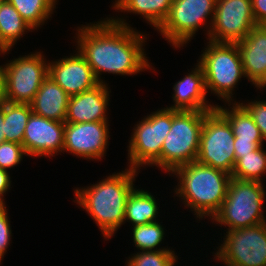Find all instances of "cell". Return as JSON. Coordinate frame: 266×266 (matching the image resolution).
<instances>
[{"mask_svg":"<svg viewBox=\"0 0 266 266\" xmlns=\"http://www.w3.org/2000/svg\"><path fill=\"white\" fill-rule=\"evenodd\" d=\"M157 204L150 192L134 188L126 200L124 221H129L133 227L157 221Z\"/></svg>","mask_w":266,"mask_h":266,"instance_id":"obj_21","label":"cell"},{"mask_svg":"<svg viewBox=\"0 0 266 266\" xmlns=\"http://www.w3.org/2000/svg\"><path fill=\"white\" fill-rule=\"evenodd\" d=\"M9 171L0 169V205H5L4 196L11 186ZM5 193V194H4Z\"/></svg>","mask_w":266,"mask_h":266,"instance_id":"obj_34","label":"cell"},{"mask_svg":"<svg viewBox=\"0 0 266 266\" xmlns=\"http://www.w3.org/2000/svg\"><path fill=\"white\" fill-rule=\"evenodd\" d=\"M24 155L27 156L22 144L6 141L0 143V169L8 171L17 166Z\"/></svg>","mask_w":266,"mask_h":266,"instance_id":"obj_29","label":"cell"},{"mask_svg":"<svg viewBox=\"0 0 266 266\" xmlns=\"http://www.w3.org/2000/svg\"><path fill=\"white\" fill-rule=\"evenodd\" d=\"M215 5L216 0H173L168 16L157 30L175 48L183 47L208 18L209 34Z\"/></svg>","mask_w":266,"mask_h":266,"instance_id":"obj_9","label":"cell"},{"mask_svg":"<svg viewBox=\"0 0 266 266\" xmlns=\"http://www.w3.org/2000/svg\"><path fill=\"white\" fill-rule=\"evenodd\" d=\"M35 30L41 27L56 9L57 0H7ZM41 25V26H40Z\"/></svg>","mask_w":266,"mask_h":266,"instance_id":"obj_26","label":"cell"},{"mask_svg":"<svg viewBox=\"0 0 266 266\" xmlns=\"http://www.w3.org/2000/svg\"><path fill=\"white\" fill-rule=\"evenodd\" d=\"M207 44L197 61L202 67L206 91L231 103L234 101L233 89L245 77L239 47L236 43H216L210 40Z\"/></svg>","mask_w":266,"mask_h":266,"instance_id":"obj_6","label":"cell"},{"mask_svg":"<svg viewBox=\"0 0 266 266\" xmlns=\"http://www.w3.org/2000/svg\"><path fill=\"white\" fill-rule=\"evenodd\" d=\"M5 142L4 135V100L0 102V143Z\"/></svg>","mask_w":266,"mask_h":266,"instance_id":"obj_35","label":"cell"},{"mask_svg":"<svg viewBox=\"0 0 266 266\" xmlns=\"http://www.w3.org/2000/svg\"><path fill=\"white\" fill-rule=\"evenodd\" d=\"M11 226L6 205H0V264L11 241Z\"/></svg>","mask_w":266,"mask_h":266,"instance_id":"obj_31","label":"cell"},{"mask_svg":"<svg viewBox=\"0 0 266 266\" xmlns=\"http://www.w3.org/2000/svg\"><path fill=\"white\" fill-rule=\"evenodd\" d=\"M183 79L173 86L174 105L166 107L174 110L185 111H212L217 105L208 104L207 91L202 67L197 63Z\"/></svg>","mask_w":266,"mask_h":266,"instance_id":"obj_18","label":"cell"},{"mask_svg":"<svg viewBox=\"0 0 266 266\" xmlns=\"http://www.w3.org/2000/svg\"><path fill=\"white\" fill-rule=\"evenodd\" d=\"M252 12L257 25H266V0H251Z\"/></svg>","mask_w":266,"mask_h":266,"instance_id":"obj_33","label":"cell"},{"mask_svg":"<svg viewBox=\"0 0 266 266\" xmlns=\"http://www.w3.org/2000/svg\"><path fill=\"white\" fill-rule=\"evenodd\" d=\"M264 189L260 181L231 178L226 198L211 220L219 223L218 225L221 224V227L228 226V231L266 222L263 212L266 199Z\"/></svg>","mask_w":266,"mask_h":266,"instance_id":"obj_4","label":"cell"},{"mask_svg":"<svg viewBox=\"0 0 266 266\" xmlns=\"http://www.w3.org/2000/svg\"><path fill=\"white\" fill-rule=\"evenodd\" d=\"M164 227L158 222H151L132 227L133 242L141 251L172 250L168 248H157L162 243L165 235ZM156 248V249H155Z\"/></svg>","mask_w":266,"mask_h":266,"instance_id":"obj_27","label":"cell"},{"mask_svg":"<svg viewBox=\"0 0 266 266\" xmlns=\"http://www.w3.org/2000/svg\"><path fill=\"white\" fill-rule=\"evenodd\" d=\"M4 94H5V65H2L0 66V102L4 100Z\"/></svg>","mask_w":266,"mask_h":266,"instance_id":"obj_36","label":"cell"},{"mask_svg":"<svg viewBox=\"0 0 266 266\" xmlns=\"http://www.w3.org/2000/svg\"><path fill=\"white\" fill-rule=\"evenodd\" d=\"M41 52L20 56L5 65L4 100L30 104L48 77L49 62Z\"/></svg>","mask_w":266,"mask_h":266,"instance_id":"obj_10","label":"cell"},{"mask_svg":"<svg viewBox=\"0 0 266 266\" xmlns=\"http://www.w3.org/2000/svg\"><path fill=\"white\" fill-rule=\"evenodd\" d=\"M252 116L256 126L260 129L264 141L266 140V100H254L240 103Z\"/></svg>","mask_w":266,"mask_h":266,"instance_id":"obj_30","label":"cell"},{"mask_svg":"<svg viewBox=\"0 0 266 266\" xmlns=\"http://www.w3.org/2000/svg\"><path fill=\"white\" fill-rule=\"evenodd\" d=\"M97 22L76 29V50L84 56L99 83H105L100 76L103 72L135 75L152 68L142 48L146 34L137 32L118 16Z\"/></svg>","mask_w":266,"mask_h":266,"instance_id":"obj_1","label":"cell"},{"mask_svg":"<svg viewBox=\"0 0 266 266\" xmlns=\"http://www.w3.org/2000/svg\"><path fill=\"white\" fill-rule=\"evenodd\" d=\"M263 147L259 146L247 155H241L235 162L231 178L263 183L262 176L266 173V150Z\"/></svg>","mask_w":266,"mask_h":266,"instance_id":"obj_25","label":"cell"},{"mask_svg":"<svg viewBox=\"0 0 266 266\" xmlns=\"http://www.w3.org/2000/svg\"><path fill=\"white\" fill-rule=\"evenodd\" d=\"M126 260V266H174L178 256L172 250L139 251Z\"/></svg>","mask_w":266,"mask_h":266,"instance_id":"obj_28","label":"cell"},{"mask_svg":"<svg viewBox=\"0 0 266 266\" xmlns=\"http://www.w3.org/2000/svg\"><path fill=\"white\" fill-rule=\"evenodd\" d=\"M107 83H99L92 89L69 96L65 123L109 121L106 117L111 91Z\"/></svg>","mask_w":266,"mask_h":266,"instance_id":"obj_16","label":"cell"},{"mask_svg":"<svg viewBox=\"0 0 266 266\" xmlns=\"http://www.w3.org/2000/svg\"><path fill=\"white\" fill-rule=\"evenodd\" d=\"M226 233L214 259L225 266H266V222Z\"/></svg>","mask_w":266,"mask_h":266,"instance_id":"obj_11","label":"cell"},{"mask_svg":"<svg viewBox=\"0 0 266 266\" xmlns=\"http://www.w3.org/2000/svg\"><path fill=\"white\" fill-rule=\"evenodd\" d=\"M113 3L116 11L139 14L158 29L168 16L173 0H115Z\"/></svg>","mask_w":266,"mask_h":266,"instance_id":"obj_20","label":"cell"},{"mask_svg":"<svg viewBox=\"0 0 266 266\" xmlns=\"http://www.w3.org/2000/svg\"><path fill=\"white\" fill-rule=\"evenodd\" d=\"M109 122L65 123L64 147L77 157L99 160L105 155L109 140Z\"/></svg>","mask_w":266,"mask_h":266,"instance_id":"obj_13","label":"cell"},{"mask_svg":"<svg viewBox=\"0 0 266 266\" xmlns=\"http://www.w3.org/2000/svg\"><path fill=\"white\" fill-rule=\"evenodd\" d=\"M228 104V106L232 105L230 109L224 106L221 107L220 105H217L216 109L230 123L234 138L245 141H264L260 129L256 126L252 116L240 102H236L235 100L234 103Z\"/></svg>","mask_w":266,"mask_h":266,"instance_id":"obj_23","label":"cell"},{"mask_svg":"<svg viewBox=\"0 0 266 266\" xmlns=\"http://www.w3.org/2000/svg\"><path fill=\"white\" fill-rule=\"evenodd\" d=\"M65 122L46 119L32 112L23 138L27 156L51 157L62 152L64 147Z\"/></svg>","mask_w":266,"mask_h":266,"instance_id":"obj_14","label":"cell"},{"mask_svg":"<svg viewBox=\"0 0 266 266\" xmlns=\"http://www.w3.org/2000/svg\"><path fill=\"white\" fill-rule=\"evenodd\" d=\"M69 95L51 77L41 84L30 103L32 112L46 119L65 122Z\"/></svg>","mask_w":266,"mask_h":266,"instance_id":"obj_19","label":"cell"},{"mask_svg":"<svg viewBox=\"0 0 266 266\" xmlns=\"http://www.w3.org/2000/svg\"><path fill=\"white\" fill-rule=\"evenodd\" d=\"M208 112L172 109V125L161 150V169L172 173L176 168L196 161Z\"/></svg>","mask_w":266,"mask_h":266,"instance_id":"obj_5","label":"cell"},{"mask_svg":"<svg viewBox=\"0 0 266 266\" xmlns=\"http://www.w3.org/2000/svg\"><path fill=\"white\" fill-rule=\"evenodd\" d=\"M172 125V109L163 108L145 116L133 129L129 141L128 159L131 169L152 165L161 168L163 142Z\"/></svg>","mask_w":266,"mask_h":266,"instance_id":"obj_7","label":"cell"},{"mask_svg":"<svg viewBox=\"0 0 266 266\" xmlns=\"http://www.w3.org/2000/svg\"><path fill=\"white\" fill-rule=\"evenodd\" d=\"M172 174L179 180L176 196L182 197L199 220L206 216L212 219L226 198L231 175L197 161L176 168Z\"/></svg>","mask_w":266,"mask_h":266,"instance_id":"obj_3","label":"cell"},{"mask_svg":"<svg viewBox=\"0 0 266 266\" xmlns=\"http://www.w3.org/2000/svg\"><path fill=\"white\" fill-rule=\"evenodd\" d=\"M196 161L232 174L236 162L233 130L216 108L205 115Z\"/></svg>","mask_w":266,"mask_h":266,"instance_id":"obj_8","label":"cell"},{"mask_svg":"<svg viewBox=\"0 0 266 266\" xmlns=\"http://www.w3.org/2000/svg\"><path fill=\"white\" fill-rule=\"evenodd\" d=\"M256 25L251 0H216L207 39L216 43H237Z\"/></svg>","mask_w":266,"mask_h":266,"instance_id":"obj_12","label":"cell"},{"mask_svg":"<svg viewBox=\"0 0 266 266\" xmlns=\"http://www.w3.org/2000/svg\"><path fill=\"white\" fill-rule=\"evenodd\" d=\"M51 77L69 95H77L99 84L84 56L77 51L70 57L49 61Z\"/></svg>","mask_w":266,"mask_h":266,"instance_id":"obj_15","label":"cell"},{"mask_svg":"<svg viewBox=\"0 0 266 266\" xmlns=\"http://www.w3.org/2000/svg\"><path fill=\"white\" fill-rule=\"evenodd\" d=\"M3 0H0V5H1V2H2ZM8 51H10V50H3V49H0V54L2 53L3 55L5 54V53H8Z\"/></svg>","mask_w":266,"mask_h":266,"instance_id":"obj_37","label":"cell"},{"mask_svg":"<svg viewBox=\"0 0 266 266\" xmlns=\"http://www.w3.org/2000/svg\"><path fill=\"white\" fill-rule=\"evenodd\" d=\"M113 173L95 185L75 189V203L92 217L104 239L112 238L125 223V208L128 195L134 189L133 182L138 171L127 167Z\"/></svg>","mask_w":266,"mask_h":266,"instance_id":"obj_2","label":"cell"},{"mask_svg":"<svg viewBox=\"0 0 266 266\" xmlns=\"http://www.w3.org/2000/svg\"><path fill=\"white\" fill-rule=\"evenodd\" d=\"M33 30L7 0L0 5V49L11 50L25 32Z\"/></svg>","mask_w":266,"mask_h":266,"instance_id":"obj_22","label":"cell"},{"mask_svg":"<svg viewBox=\"0 0 266 266\" xmlns=\"http://www.w3.org/2000/svg\"><path fill=\"white\" fill-rule=\"evenodd\" d=\"M31 114L30 104L4 100V135L6 142L23 143L24 131Z\"/></svg>","mask_w":266,"mask_h":266,"instance_id":"obj_24","label":"cell"},{"mask_svg":"<svg viewBox=\"0 0 266 266\" xmlns=\"http://www.w3.org/2000/svg\"><path fill=\"white\" fill-rule=\"evenodd\" d=\"M263 141H245L234 138V152L236 160L241 155H247L249 152L256 150L259 146H263Z\"/></svg>","mask_w":266,"mask_h":266,"instance_id":"obj_32","label":"cell"},{"mask_svg":"<svg viewBox=\"0 0 266 266\" xmlns=\"http://www.w3.org/2000/svg\"><path fill=\"white\" fill-rule=\"evenodd\" d=\"M240 50L243 72L257 89L266 80V25H256L236 43Z\"/></svg>","mask_w":266,"mask_h":266,"instance_id":"obj_17","label":"cell"},{"mask_svg":"<svg viewBox=\"0 0 266 266\" xmlns=\"http://www.w3.org/2000/svg\"><path fill=\"white\" fill-rule=\"evenodd\" d=\"M260 88H261L262 90H263L264 88H266V80L264 81V83H263L258 89H260Z\"/></svg>","mask_w":266,"mask_h":266,"instance_id":"obj_38","label":"cell"}]
</instances>
